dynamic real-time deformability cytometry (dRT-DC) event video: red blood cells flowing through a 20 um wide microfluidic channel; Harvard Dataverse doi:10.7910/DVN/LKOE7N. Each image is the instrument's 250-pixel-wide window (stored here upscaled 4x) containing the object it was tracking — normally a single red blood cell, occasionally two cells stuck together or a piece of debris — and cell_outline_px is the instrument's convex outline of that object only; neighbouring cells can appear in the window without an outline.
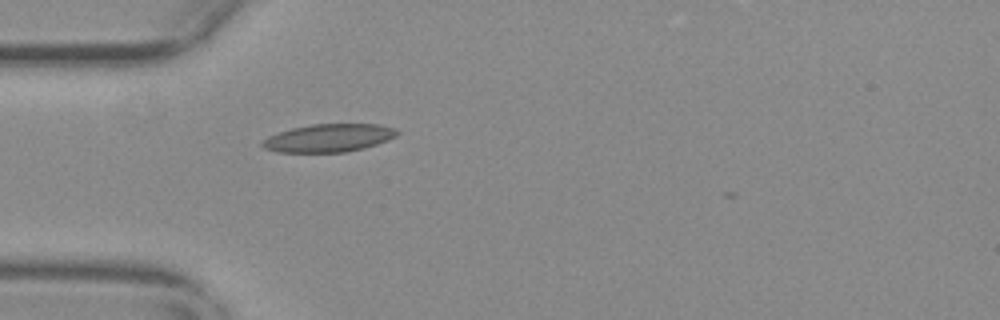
{"species": "common noctule bat (a hibernating species)", "species_latin": "Nyctalus noctula", "temperature_condition": "warm", "stored_images_in_passage": 39, "camera_frame_rate_fps": 3000, "um_per_image_px": 0.085, "animal": {"sex": "female", "body_mass_g": 29.2, "forearm_length_mm": 56.3}, "frame": {"image": 1, "passage_image": 1, "time_ms": 0.0, "image_size_px": [1000, 320], "cell_outline_px": [[400, 132], [396, 136], [388, 140], [364, 148], [344, 152], [276, 152], [264, 148], [260, 144], [268, 136], [292, 128], [312, 124], [380, 124], [396, 128]], "centroid_in_image_um": [27.97, 11.72], "position_along_channel_um": 57.0, "area_um2": 21.96}}
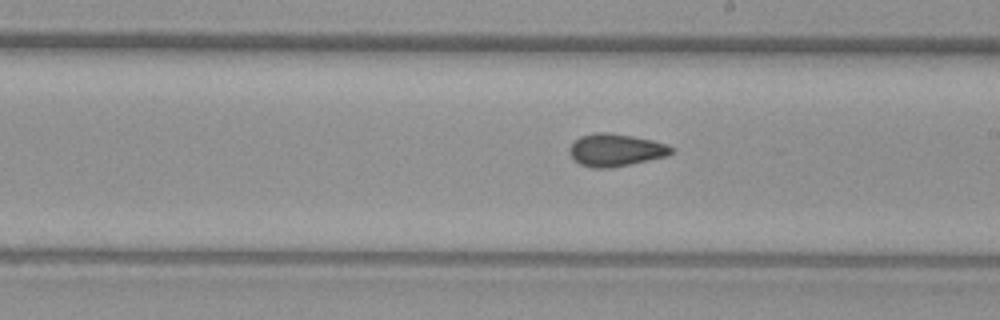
{"frame": {"image": 2, "passage_image": 15, "time_ms": 4.667, "image_size_px": [1000, 320], "cell_outline_px": [[676, 148], [668, 156], [612, 168], [592, 168], [580, 164], [572, 160], [568, 152], [568, 148], [580, 136], [596, 132], [608, 132], [632, 136], [652, 140]], "centroid_in_image_um": [52.3, 12.76], "position_along_channel_um": 236.7, "area_um2": 19.48}}
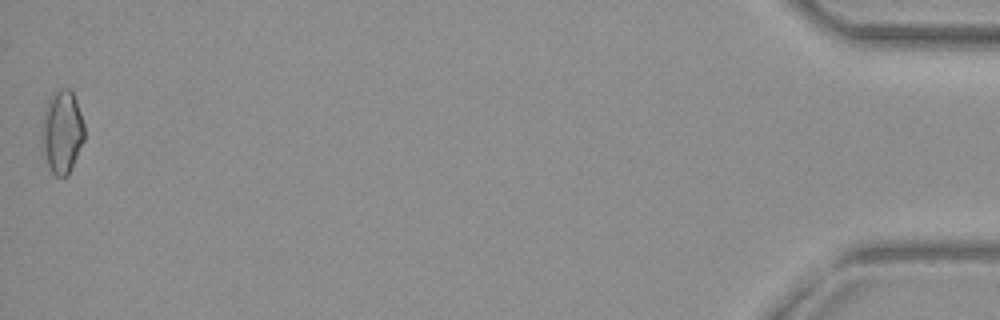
{"frame": {"image": 3, "passage_image": 39, "time_ms": 12.667, "image_size_px": [1000, 320], "cell_outline_px": [[84, 140], [68, 176], [56, 176], [52, 172], [48, 164], [44, 148], [44, 116], [48, 100], [60, 88], [68, 88], [72, 92], [76, 100], [84, 124]], "centroid_in_image_um": [5.33, 11.21], "position_along_channel_um": 429.9, "area_um2": 19.71}, "authors_computed_cell_mechanics": {"area_um2": 18.8428, "velocity_mm_per_s": 3.6998, "shape_relaxation_time_tau1_ms": 8.2505, "shape_relaxation_time_tau2_ms": 3.6672, "deformation_change_tau1": 0.2705, "deformation_change_tau2": 0.0862}}